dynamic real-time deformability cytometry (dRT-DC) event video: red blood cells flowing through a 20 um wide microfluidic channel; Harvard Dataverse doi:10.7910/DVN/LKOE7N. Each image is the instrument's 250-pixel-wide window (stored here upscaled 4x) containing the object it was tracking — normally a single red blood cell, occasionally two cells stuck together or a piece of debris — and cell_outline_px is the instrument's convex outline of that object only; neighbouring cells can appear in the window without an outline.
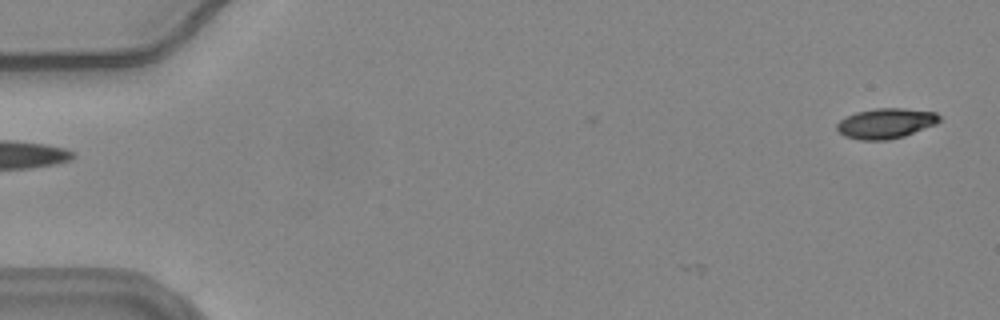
{"species": "common noctule bat (a hibernating species)", "species_latin": "Nyctalus noctula", "temperature_condition": "warm", "stored_images_in_passage": 8, "camera_frame_rate_fps": 3000, "um_per_image_px": 0.085, "animal": {"sex": "female", "body_mass_g": 24.6, "forearm_length_mm": 56.2}, "frame": {"image": 1, "passage_image": 1, "time_ms": 0.0, "image_size_px": [1000, 320], "cell_outline_px": [[940, 120], [936, 124], [904, 136], [888, 140], [860, 140], [844, 136], [836, 128], [836, 124], [840, 120], [856, 112], [876, 108], [904, 108], [936, 112], [940, 116]], "centroid_in_image_um": [75.3, 10.48], "position_along_channel_um": 9.7, "area_um2": 18.03}}